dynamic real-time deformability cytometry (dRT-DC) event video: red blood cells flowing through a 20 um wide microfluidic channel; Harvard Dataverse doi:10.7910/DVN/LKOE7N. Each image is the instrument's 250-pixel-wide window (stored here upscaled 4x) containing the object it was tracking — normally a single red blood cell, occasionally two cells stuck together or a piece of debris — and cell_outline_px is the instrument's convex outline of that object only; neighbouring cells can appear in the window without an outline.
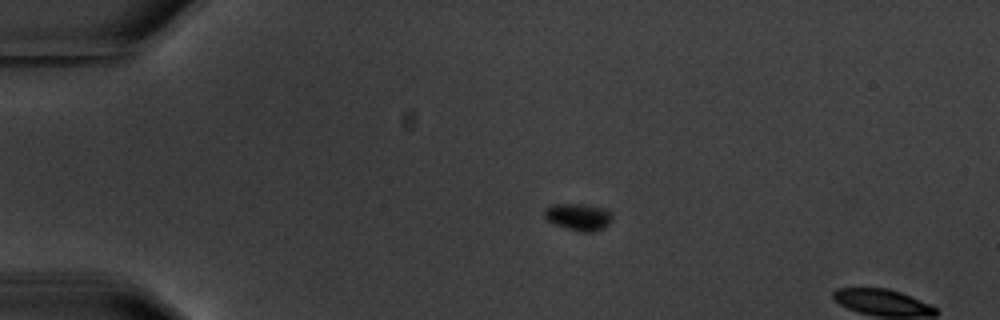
{"species": "common noctule bat (a hibernating species)", "species_latin": "Nyctalus noctula", "temperature_condition": "warm", "stored_images_in_passage": 5, "camera_frame_rate_fps": 3000, "um_per_image_px": 0.085, "animal": {"sex": "male", "body_mass_g": 20.1, "forearm_length_mm": 53.5}, "frame": {"image": 1, "passage_image": 4, "time_ms": 3.667, "image_size_px": [1000, 320], "cell_outline_px": [[612, 220], [604, 228], [592, 232], [580, 232], [556, 224], [548, 220], [544, 216], [544, 208], [552, 204], [584, 204], [604, 208], [612, 212]], "centroid_in_image_um": [49.19, 18.42], "position_along_channel_um": 35.8, "area_um2": 10.69}}